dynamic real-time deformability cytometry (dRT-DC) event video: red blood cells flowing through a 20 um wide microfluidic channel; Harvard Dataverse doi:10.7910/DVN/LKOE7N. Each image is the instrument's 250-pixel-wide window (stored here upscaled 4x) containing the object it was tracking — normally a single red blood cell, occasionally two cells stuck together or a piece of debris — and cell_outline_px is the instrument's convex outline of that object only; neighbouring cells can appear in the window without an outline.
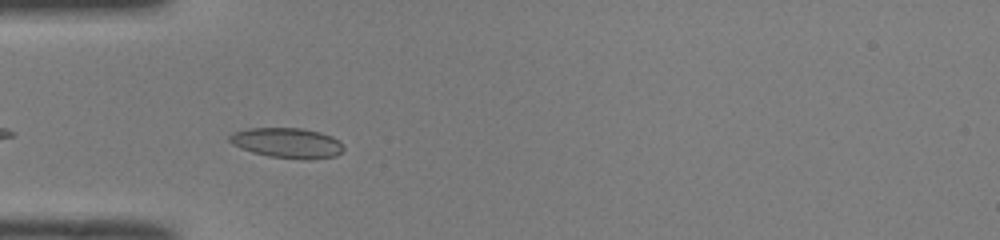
{"species": "common noctule bat (a hibernating species)", "species_latin": "Nyctalus noctula", "temperature_condition": "room temperature", "stored_images_in_passage": 6, "camera_frame_rate_fps": 3000, "um_per_image_px": 0.085, "animal": {"sex": "male", "body_mass_g": 19.0, "forearm_length_mm": 50.8}, "frame": {"image": 1, "passage_image": 3, "time_ms": 0.667, "image_size_px": [1000, 240], "cell_outline_px": [[344, 148], [336, 156], [304, 160], [300, 160], [268, 156], [252, 152], [240, 148], [232, 144], [228, 140], [228, 136], [232, 132], [248, 128], [304, 128], [320, 132], [332, 136], [340, 140]], "centroid_in_image_um": [24.4, 12.15], "position_along_channel_um": 60.6, "area_um2": 20.35}}